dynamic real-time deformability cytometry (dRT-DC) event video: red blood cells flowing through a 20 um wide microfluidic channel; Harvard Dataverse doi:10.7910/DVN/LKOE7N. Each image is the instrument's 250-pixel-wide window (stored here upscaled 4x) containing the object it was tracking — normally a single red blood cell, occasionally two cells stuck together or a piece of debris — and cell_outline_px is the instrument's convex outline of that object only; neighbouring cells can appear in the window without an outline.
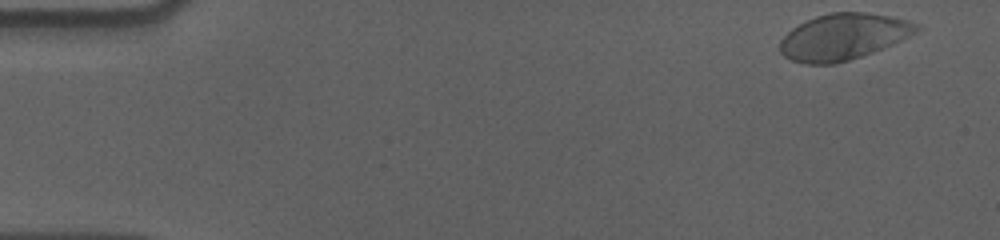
{"species": "human", "species_latin": "Homo sapiens", "temperature_condition": "cold", "stored_images_in_passage": 55, "camera_frame_rate_fps": 3000, "um_per_image_px": 0.085, "donor": {"sex": "male"}, "frame": {"image": 1, "passage_image": 1, "time_ms": 0.0, "image_size_px": [1000, 240], "cell_outline_px": [[924, 28], [892, 44], [872, 52], [836, 64], [804, 64], [792, 60], [784, 56], [780, 52], [780, 40], [792, 28], [816, 16], [832, 12], [864, 12], [892, 16], [908, 20], [920, 24]], "centroid_in_image_um": [71.7, 3.12], "position_along_channel_um": 13.3, "area_um2": 36.7}}
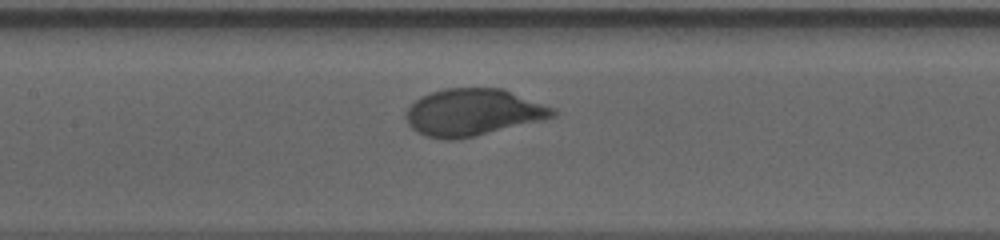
{"frame": {"image": 2, "passage_image": 25, "time_ms": 8.0, "image_size_px": [1000, 240], "cell_outline_px": [[560, 112], [556, 116], [540, 120], [456, 140], [444, 140], [424, 136], [416, 132], [408, 124], [404, 116], [408, 108], [420, 96], [444, 88], [504, 88], [556, 108]], "centroid_in_image_um": [40.2, 9.54], "position_along_channel_um": 167.2, "area_um2": 40.34}}
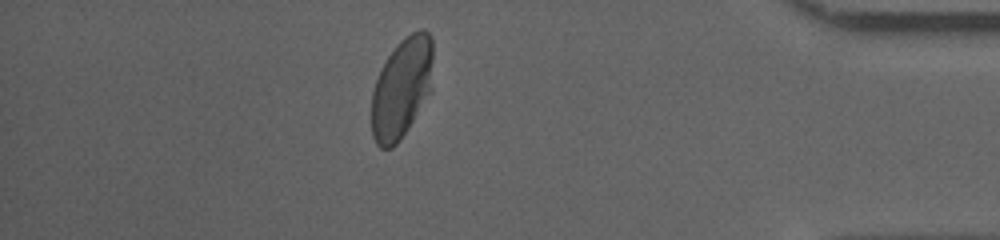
{"frame": {"image": 3, "passage_image": 48, "time_ms": 15.667, "image_size_px": [1000, 240], "cell_outline_px": [[432, 92], [400, 140], [392, 148], [380, 148], [376, 144], [372, 136], [372, 92], [376, 80], [388, 56], [396, 44], [404, 36], [420, 28], [424, 28], [432, 36]], "centroid_in_image_um": [34.17, 7.47], "position_along_channel_um": 401.0, "area_um2": 36.3}, "authors_computed_cell_mechanics": {"area_um2": 37.859, "velocity_mm_per_s": 3.5441, "shape_relaxation_time_tau1_ms": 3.6904, "shape_relaxation_time_tau2_ms": null, "deformation_change_tau1": 0.1605, "deformation_change_tau2": null}}